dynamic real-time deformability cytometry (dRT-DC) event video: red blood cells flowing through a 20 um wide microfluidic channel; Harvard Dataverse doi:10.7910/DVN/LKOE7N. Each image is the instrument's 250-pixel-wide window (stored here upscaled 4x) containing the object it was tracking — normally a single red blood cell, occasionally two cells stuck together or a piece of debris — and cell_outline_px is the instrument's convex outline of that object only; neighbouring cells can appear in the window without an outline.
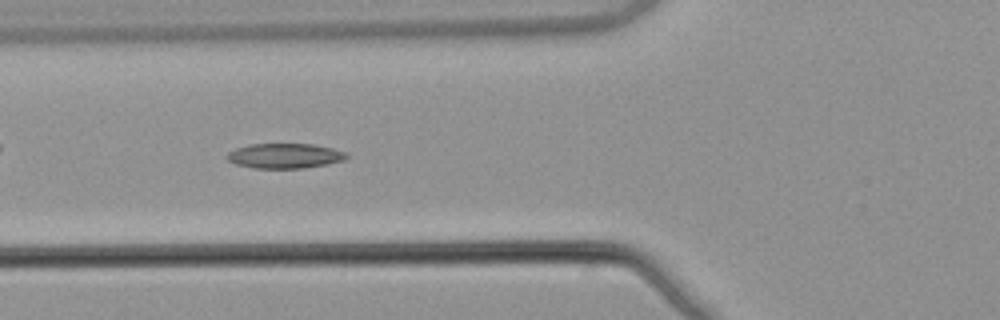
{"species": "common noctule bat (a hibernating species)", "species_latin": "Nyctalus noctula", "temperature_condition": "warm", "stored_images_in_passage": 15, "camera_frame_rate_fps": 3000, "um_per_image_px": 0.085, "animal": {"sex": "male", "body_mass_g": 21.5, "forearm_length_mm": 52.0}, "frame": {"image": 1, "passage_image": 9, "time_ms": 2.667, "image_size_px": [1000, 320], "cell_outline_px": [[348, 156], [344, 160], [328, 164], [304, 168], [252, 168], [236, 164], [228, 160], [224, 156], [228, 152], [236, 148], [248, 144], [312, 144], [332, 148], [348, 152]], "centroid_in_image_um": [24.2, 13.24], "position_along_channel_um": 101.6, "area_um2": 17.51}}